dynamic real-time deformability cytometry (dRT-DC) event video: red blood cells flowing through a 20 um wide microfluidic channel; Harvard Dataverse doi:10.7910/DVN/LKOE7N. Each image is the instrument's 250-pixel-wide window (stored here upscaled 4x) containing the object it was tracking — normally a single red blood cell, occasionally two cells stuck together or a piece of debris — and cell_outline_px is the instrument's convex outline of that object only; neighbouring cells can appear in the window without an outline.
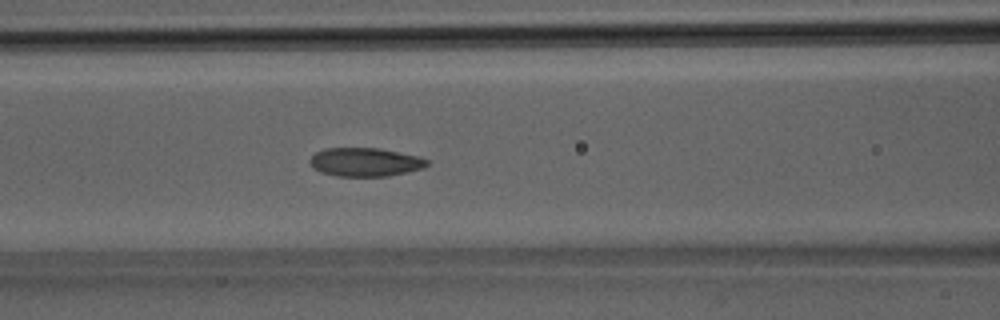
{"species": "Egyptian fruit bat (a non-hibernating species)", "species_latin": "Rousettus aegyptiacus", "temperature_condition": "room temperature", "stored_images_in_passage": 38, "camera_frame_rate_fps": 3000, "um_per_image_px": 0.085, "animal": {"sex": "male"}, "frame": {"image": 1, "passage_image": 16, "time_ms": 5.0, "image_size_px": [1000, 320], "cell_outline_px": [[428, 164], [424, 168], [408, 172], [388, 176], [336, 176], [320, 172], [312, 168], [308, 160], [316, 152], [324, 148], [380, 148], [420, 156], [428, 160]], "centroid_in_image_um": [31.03, 13.77], "position_along_channel_um": 135.6, "area_um2": 19.77}}
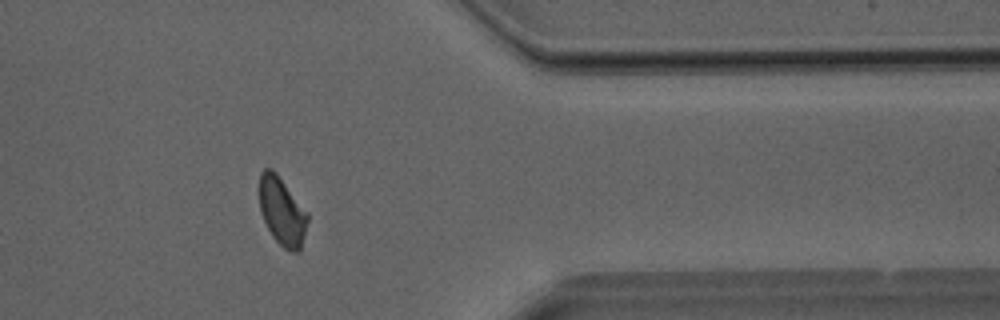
{"frame": {"image": 2, "passage_image": 31, "time_ms": 10.0, "image_size_px": [1000, 320], "cell_outline_px": [[308, 220], [300, 252], [292, 252], [284, 248], [272, 236], [264, 220], [260, 208], [260, 172], [264, 168], [272, 168], [276, 172], [308, 212]], "centroid_in_image_um": [23.99, 17.96], "position_along_channel_um": 387.4, "area_um2": 19.07}}
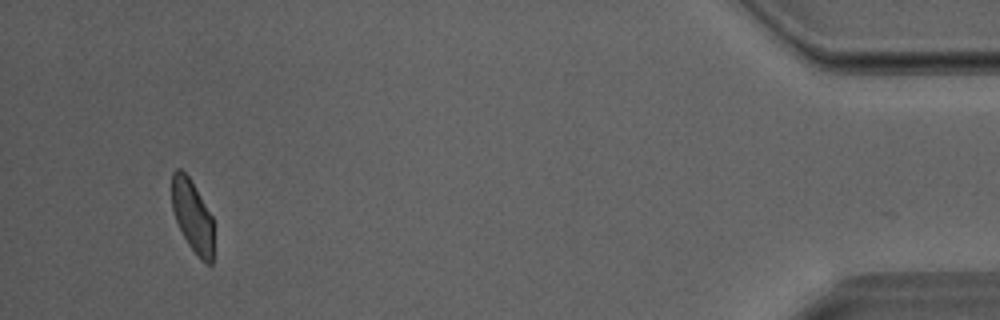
{"frame": {"image": 3, "passage_image": 36, "time_ms": 11.667, "image_size_px": [1000, 320], "cell_outline_px": [[212, 264], [208, 264], [200, 260], [188, 244], [176, 220], [172, 208], [172, 172], [176, 168], [180, 168], [188, 176], [212, 216]], "centroid_in_image_um": [16.34, 18.35], "position_along_channel_um": 418.9, "area_um2": 17.22}}